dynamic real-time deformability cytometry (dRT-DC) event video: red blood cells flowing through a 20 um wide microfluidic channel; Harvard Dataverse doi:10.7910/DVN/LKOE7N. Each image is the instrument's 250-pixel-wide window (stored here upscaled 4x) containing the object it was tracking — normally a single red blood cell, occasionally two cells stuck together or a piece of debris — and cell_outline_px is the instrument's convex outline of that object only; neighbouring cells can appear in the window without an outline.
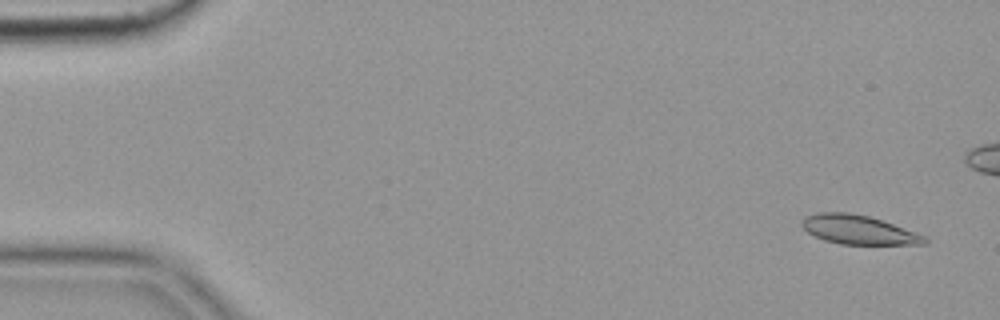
{"species": "common noctule bat (a hibernating species)", "species_latin": "Nyctalus noctula", "temperature_condition": "cold", "stored_images_in_passage": 56, "camera_frame_rate_fps": 3000, "um_per_image_px": 0.085, "animal": {"sex": "female", "body_mass_g": 19.9}, "frame": {"image": 1, "passage_image": 3, "time_ms": 0.667, "image_size_px": [1000, 320], "cell_outline_px": [[928, 240], [924, 244], [840, 244], [824, 240], [808, 232], [800, 224], [804, 216], [820, 212], [848, 212], [868, 216], [892, 224], [924, 236]], "centroid_in_image_um": [72.9, 19.52], "position_along_channel_um": 12.1, "area_um2": 20.4}}
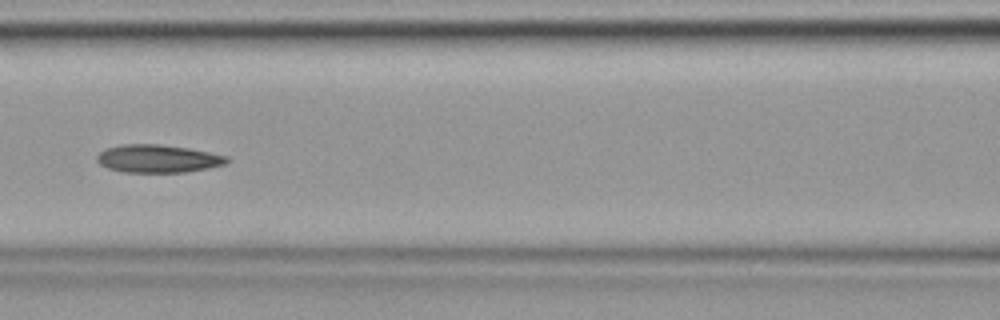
{"frame": {"image": 2, "passage_image": 25, "time_ms": 8.0, "image_size_px": [1000, 320], "cell_outline_px": [[232, 160], [224, 164], [208, 168], [184, 172], [124, 172], [108, 168], [100, 164], [96, 160], [96, 156], [100, 152], [108, 148], [124, 144], [160, 144], [188, 148], [228, 156]], "centroid_in_image_um": [13.44, 13.48], "position_along_channel_um": 153.2, "area_um2": 21.04}}
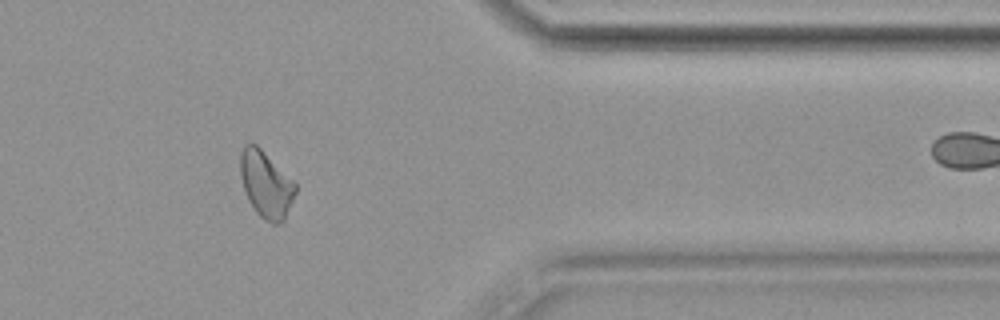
{"frame": {"image": 3, "passage_image": 46, "time_ms": 15.0, "image_size_px": [1000, 320], "cell_outline_px": [[296, 192], [284, 220], [280, 224], [272, 224], [264, 220], [256, 212], [248, 200], [240, 176], [240, 152], [244, 144], [256, 144], [296, 184]], "centroid_in_image_um": [22.59, 15.69], "position_along_channel_um": 388.8, "area_um2": 21.15}, "authors_computed_cell_mechanics": {"area_um2": 21.2993, "velocity_mm_per_s": 3.6174, "shape_relaxation_time_tau1_ms": null, "shape_relaxation_time_tau2_ms": 3.7865, "deformation_change_tau1": null, "deformation_change_tau2": 0.1062}}